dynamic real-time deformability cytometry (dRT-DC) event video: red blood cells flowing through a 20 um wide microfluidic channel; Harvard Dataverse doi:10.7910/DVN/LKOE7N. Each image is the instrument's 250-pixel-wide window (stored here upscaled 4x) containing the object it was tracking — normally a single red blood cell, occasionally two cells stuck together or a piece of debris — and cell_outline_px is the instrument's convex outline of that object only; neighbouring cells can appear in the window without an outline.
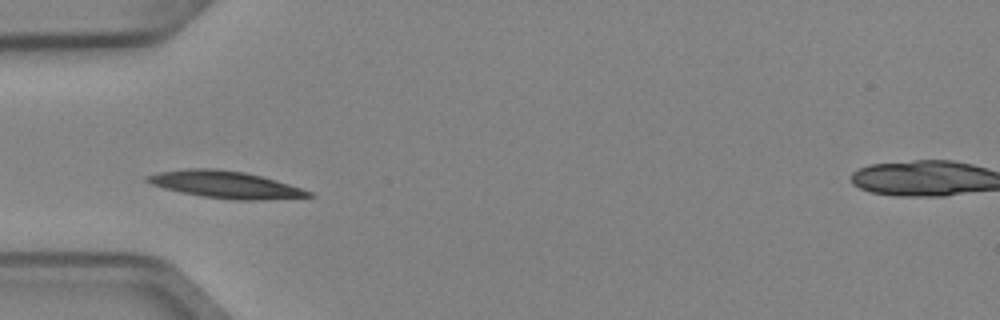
{"species": "Egyptian fruit bat (a non-hibernating species)", "species_latin": "Rousettus aegyptiacus", "temperature_condition": "cold", "stored_images_in_passage": 4, "camera_frame_rate_fps": 3000, "um_per_image_px": 0.085, "animal": {"sex": "female"}, "frame": {"image": 1, "passage_image": 2, "time_ms": 0.333, "image_size_px": [1000, 320], "cell_outline_px": [[316, 196], [264, 200], [232, 200], [200, 196], [180, 192], [164, 188], [152, 184], [144, 180], [144, 176], [160, 172], [184, 168], [216, 168], [244, 172], [260, 176], [288, 184], [312, 192]], "centroid_in_image_um": [19.13, 15.69], "position_along_channel_um": 65.9, "area_um2": 25.49}}
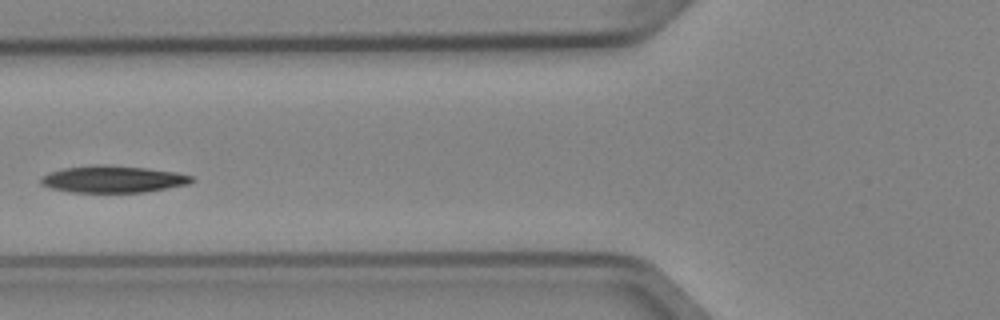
{"frame": {"image": 2, "passage_image": 3, "time_ms": 0.667, "image_size_px": [1000, 320], "cell_outline_px": [[196, 180], [188, 184], [168, 188], [144, 192], [72, 192], [52, 188], [40, 184], [40, 180], [44, 176], [52, 172], [64, 168], [100, 164], [144, 168], [176, 172], [192, 176]], "centroid_in_image_um": [9.64, 15.23], "position_along_channel_um": 116.2, "area_um2": 23.35}}
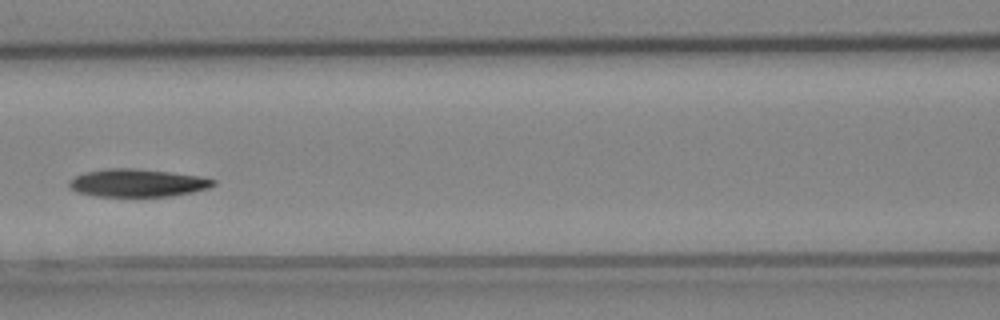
{"frame": {"image": 3, "passage_image": 4, "time_ms": 1.0, "image_size_px": [1000, 320], "cell_outline_px": [[216, 184], [208, 188], [192, 192], [172, 196], [96, 196], [76, 192], [68, 188], [68, 184], [76, 176], [88, 172], [104, 168], [136, 168], [200, 176], [216, 180]], "centroid_in_image_um": [11.69, 15.55], "position_along_channel_um": 154.9, "area_um2": 23.29}}